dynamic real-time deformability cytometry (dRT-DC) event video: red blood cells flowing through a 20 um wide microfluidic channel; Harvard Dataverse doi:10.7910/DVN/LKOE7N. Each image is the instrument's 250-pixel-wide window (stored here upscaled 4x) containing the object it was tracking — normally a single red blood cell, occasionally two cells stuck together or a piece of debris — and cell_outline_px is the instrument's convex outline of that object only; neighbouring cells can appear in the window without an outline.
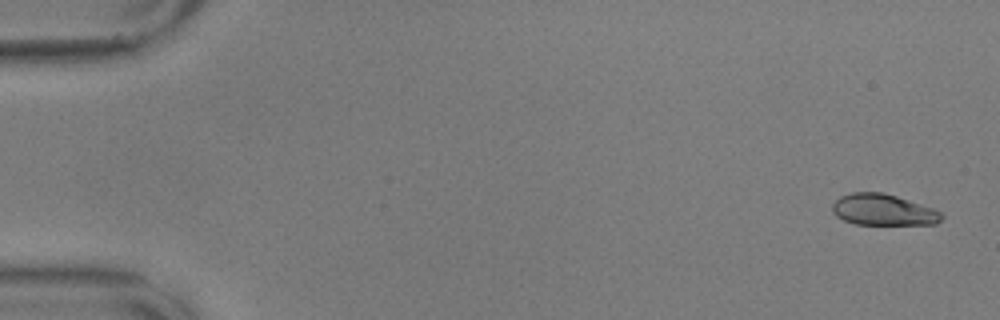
{"species": "common noctule bat (a hibernating species)", "species_latin": "Nyctalus noctula", "temperature_condition": "warm", "stored_images_in_passage": 57, "camera_frame_rate_fps": 3000, "um_per_image_px": 0.085, "animal": {"sex": "male", "body_mass_g": 17.9, "forearm_length_mm": 54.2}, "frame": {"image": 1, "passage_image": 2, "time_ms": 0.333, "image_size_px": [1000, 320], "cell_outline_px": [[944, 216], [936, 224], [856, 224], [844, 220], [836, 216], [832, 212], [832, 204], [840, 196], [852, 192], [880, 192], [896, 196], [932, 208], [940, 212]], "centroid_in_image_um": [75.04, 17.83], "position_along_channel_um": 10.0, "area_um2": 19.71}}
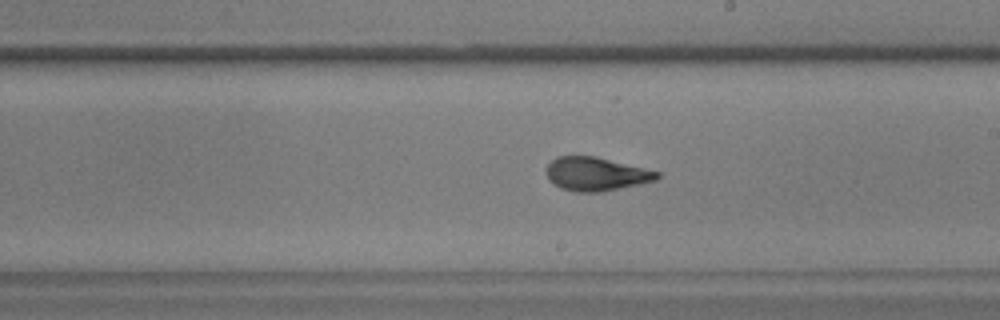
{"frame": {"image": 2, "passage_image": 33, "time_ms": 10.667, "image_size_px": [1000, 320], "cell_outline_px": [[660, 176], [656, 180], [600, 192], [576, 192], [560, 188], [552, 184], [548, 180], [544, 172], [544, 168], [556, 156], [596, 156], [660, 172]], "centroid_in_image_um": [50.58, 14.78], "position_along_channel_um": 238.4, "area_um2": 21.79}}
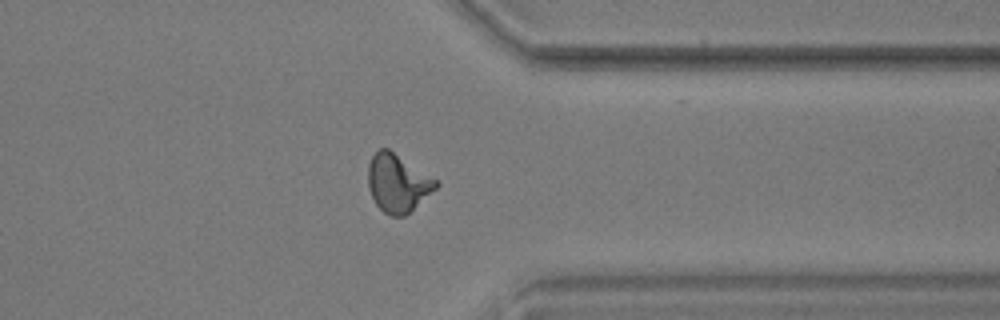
{"frame": {"image": 3, "passage_image": 45, "time_ms": 14.667, "image_size_px": [1000, 320], "cell_outline_px": [[440, 184], [436, 188], [404, 216], [392, 216], [384, 212], [376, 204], [368, 188], [368, 164], [372, 156], [380, 148], [388, 148], [436, 180]], "centroid_in_image_um": [33.77, 15.55], "position_along_channel_um": 377.6, "area_um2": 22.43}}